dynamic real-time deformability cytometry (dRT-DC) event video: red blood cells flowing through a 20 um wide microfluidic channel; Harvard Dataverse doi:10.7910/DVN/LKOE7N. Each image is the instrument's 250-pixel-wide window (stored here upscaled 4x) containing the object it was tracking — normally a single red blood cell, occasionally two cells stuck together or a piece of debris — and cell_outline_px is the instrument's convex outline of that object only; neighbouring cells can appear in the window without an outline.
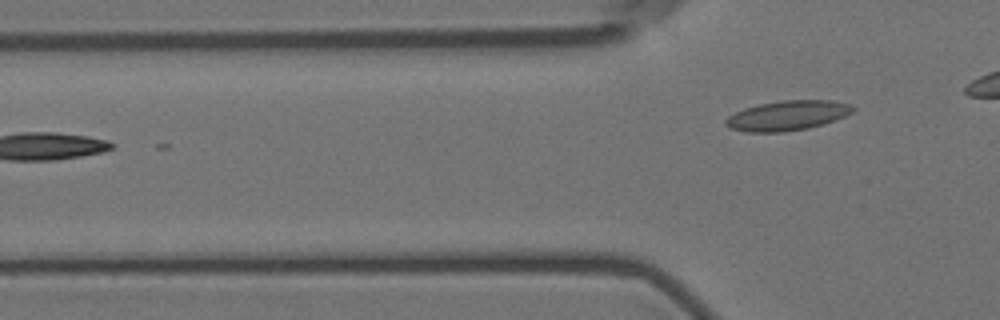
{"species": "Egyptian fruit bat (a non-hibernating species)", "species_latin": "Rousettus aegyptiacus", "temperature_condition": "room temperature", "stored_images_in_passage": 6, "camera_frame_rate_fps": 3000, "um_per_image_px": 0.085, "animal": {"sex": "female"}, "frame": {"image": 1, "passage_image": 6, "time_ms": 6.667, "image_size_px": [1000, 320], "cell_outline_px": [[856, 108], [852, 112], [844, 116], [824, 124], [808, 128], [784, 132], [748, 132], [728, 128], [724, 124], [724, 120], [728, 116], [744, 108], [760, 104], [784, 100], [832, 100], [852, 104]], "centroid_in_image_um": [66.93, 9.82], "position_along_channel_um": 58.9, "area_um2": 22.2}}